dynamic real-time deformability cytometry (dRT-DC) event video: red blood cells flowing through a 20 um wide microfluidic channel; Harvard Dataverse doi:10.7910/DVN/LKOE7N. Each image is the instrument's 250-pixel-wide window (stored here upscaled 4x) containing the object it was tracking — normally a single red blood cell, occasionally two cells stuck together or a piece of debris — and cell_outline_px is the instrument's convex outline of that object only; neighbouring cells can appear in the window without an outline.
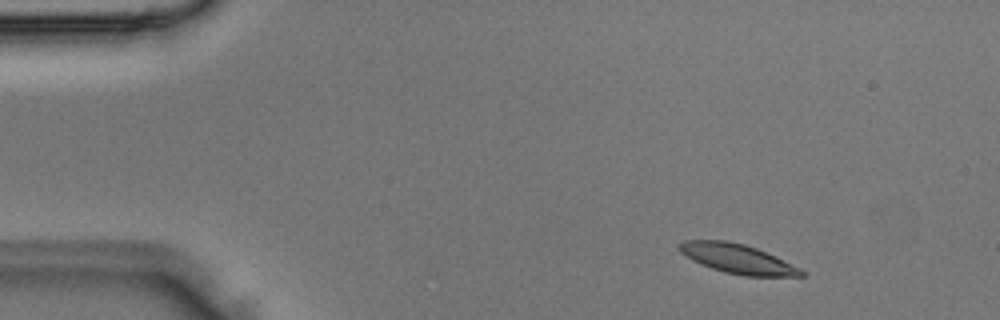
{"species": "Egyptian fruit bat (a non-hibernating species)", "species_latin": "Rousettus aegyptiacus", "temperature_condition": "room temperature", "stored_images_in_passage": 1, "camera_frame_rate_fps": 3000, "um_per_image_px": 0.085, "animal": {"sex": "male"}, "frame": {"image": 1, "passage_image": 1, "time_ms": 0.0, "image_size_px": [1000, 320], "cell_outline_px": [[808, 272], [804, 276], [744, 276], [724, 272], [712, 268], [692, 260], [680, 252], [676, 248], [676, 244], [684, 240], [728, 240], [744, 244], [756, 248], [776, 256]], "centroid_in_image_um": [62.68, 21.98], "position_along_channel_um": 22.3, "area_um2": 21.1}}